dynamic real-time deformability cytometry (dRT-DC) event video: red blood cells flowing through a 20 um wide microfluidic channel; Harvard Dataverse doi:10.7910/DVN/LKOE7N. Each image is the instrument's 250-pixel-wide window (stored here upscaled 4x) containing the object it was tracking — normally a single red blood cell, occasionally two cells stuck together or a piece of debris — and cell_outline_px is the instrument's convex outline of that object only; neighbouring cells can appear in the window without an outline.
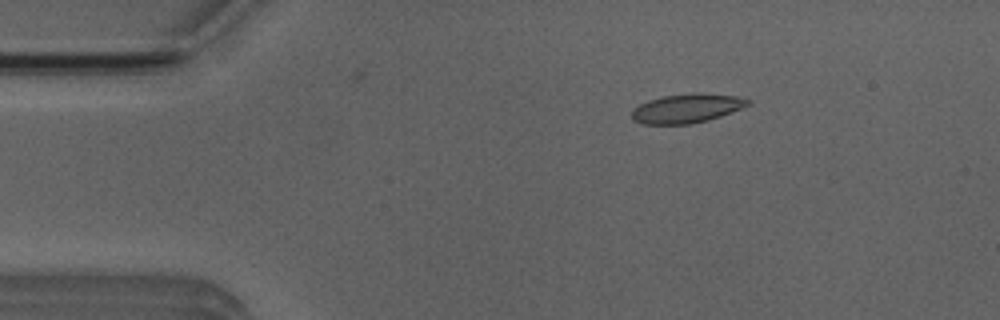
{"species": "Egyptian fruit bat (a non-hibernating species)", "species_latin": "Rousettus aegyptiacus", "temperature_condition": "room temperature", "stored_images_in_passage": 10, "camera_frame_rate_fps": 3000, "um_per_image_px": 0.085, "animal": {"sex": "male"}, "frame": {"image": 1, "passage_image": 8, "time_ms": 2.333, "image_size_px": [1000, 320], "cell_outline_px": [[752, 100], [748, 104], [740, 108], [720, 116], [708, 120], [692, 124], [644, 124], [632, 120], [632, 112], [640, 104], [648, 100], [664, 96], [692, 92], [696, 92], [736, 96]], "centroid_in_image_um": [58.36, 9.21], "position_along_channel_um": 26.6, "area_um2": 19.54}}